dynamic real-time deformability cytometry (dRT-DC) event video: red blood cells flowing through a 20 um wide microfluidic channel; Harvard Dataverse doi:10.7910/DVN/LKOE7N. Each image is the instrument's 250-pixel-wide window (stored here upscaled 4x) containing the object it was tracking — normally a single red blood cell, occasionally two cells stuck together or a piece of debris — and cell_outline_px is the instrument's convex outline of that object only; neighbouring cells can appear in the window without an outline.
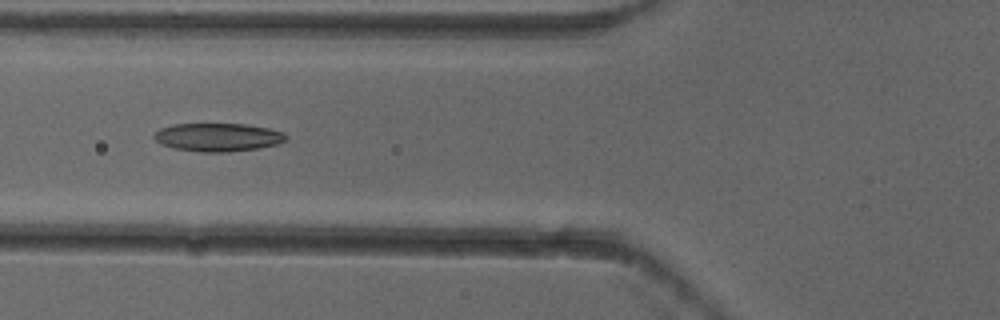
{"species": "common noctule bat (a hibernating species)", "species_latin": "Nyctalus noctula", "temperature_condition": "cold", "stored_images_in_passage": 5, "camera_frame_rate_fps": 3000, "um_per_image_px": 0.085, "animal": {"sex": "female"}, "frame": {"image": 1, "passage_image": 3, "time_ms": 0.667, "image_size_px": [1000, 320], "cell_outline_px": [[288, 140], [276, 144], [260, 148], [228, 152], [200, 152], [176, 148], [160, 144], [152, 136], [160, 128], [172, 124], [244, 124], [268, 128], [284, 132], [288, 136]], "centroid_in_image_um": [18.54, 11.66], "position_along_channel_um": 107.3, "area_um2": 21.79}}
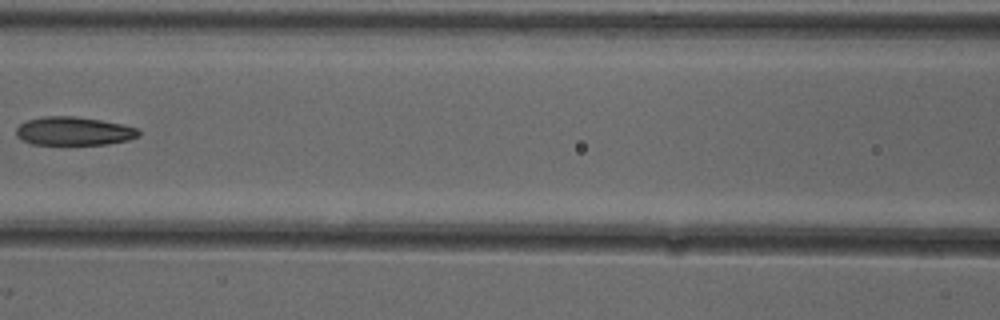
{"frame": {"image": 2, "passage_image": 4, "time_ms": 1.0, "image_size_px": [1000, 320], "cell_outline_px": [[140, 136], [128, 140], [108, 144], [32, 144], [20, 140], [16, 136], [16, 128], [20, 124], [28, 120], [44, 116], [72, 116], [100, 120], [140, 128]], "centroid_in_image_um": [6.27, 11.15], "position_along_channel_um": 160.3, "area_um2": 20.35}}
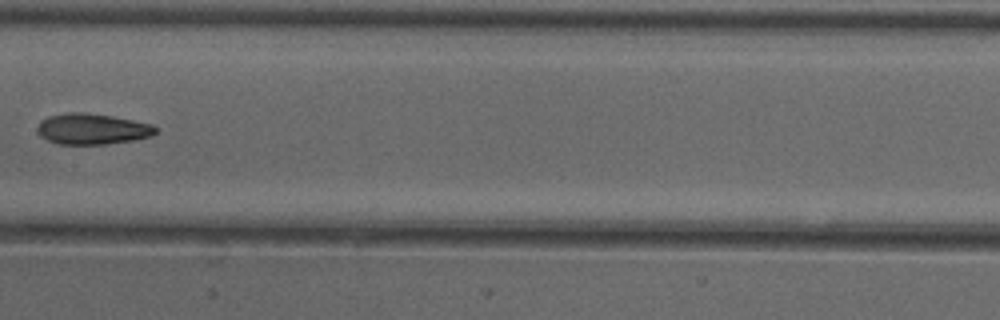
{"frame": {"image": 3, "passage_image": 5, "time_ms": 1.333, "image_size_px": [1000, 320], "cell_outline_px": [[156, 132], [152, 136], [132, 140], [104, 144], [56, 144], [40, 136], [36, 132], [36, 128], [40, 120], [48, 116], [68, 112], [84, 112], [112, 116], [152, 124], [156, 128]], "centroid_in_image_um": [7.78, 10.96], "position_along_channel_um": 199.6, "area_um2": 21.33}}